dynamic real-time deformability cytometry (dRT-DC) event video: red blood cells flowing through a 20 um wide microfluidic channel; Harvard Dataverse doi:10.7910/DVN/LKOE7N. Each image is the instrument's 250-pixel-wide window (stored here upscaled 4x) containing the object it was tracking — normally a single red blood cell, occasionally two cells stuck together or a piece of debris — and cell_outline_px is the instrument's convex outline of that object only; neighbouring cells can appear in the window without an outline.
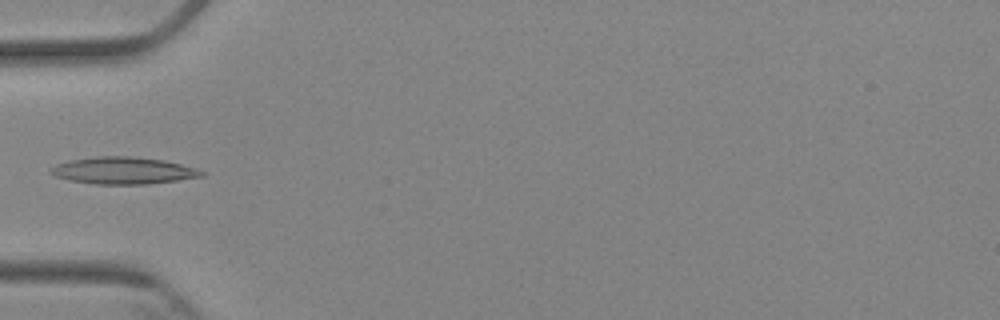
{"species": "Egyptian fruit bat (a non-hibernating species)", "species_latin": "Rousettus aegyptiacus", "temperature_condition": "cold", "stored_images_in_passage": 6, "camera_frame_rate_fps": 3000, "um_per_image_px": 0.085, "animal": {"sex": "female"}, "frame": {"image": 1, "passage_image": 5, "time_ms": 5.333, "image_size_px": [1000, 320], "cell_outline_px": [[204, 176], [148, 184], [96, 184], [68, 180], [56, 176], [48, 172], [48, 168], [56, 164], [68, 160], [96, 156], [132, 156], [164, 160], [180, 164], [204, 172]], "centroid_in_image_um": [10.39, 14.49], "position_along_channel_um": 74.6, "area_um2": 23.7}}
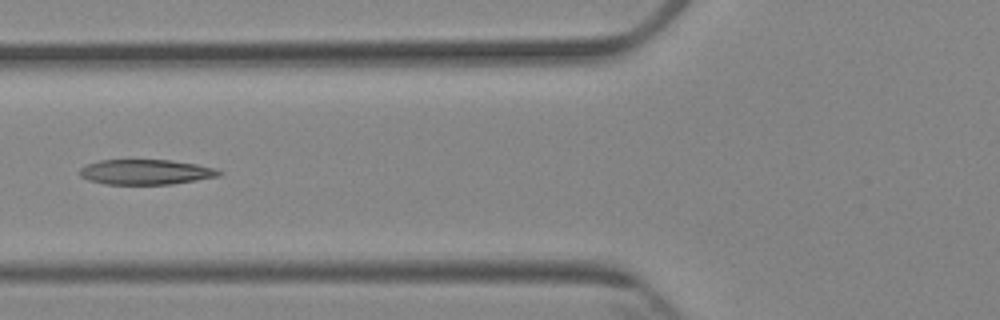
{"frame": {"image": 2, "passage_image": 6, "time_ms": 6.333, "image_size_px": [1000, 320], "cell_outline_px": [[224, 172], [220, 176], [172, 184], [104, 184], [88, 180], [80, 176], [80, 168], [88, 164], [100, 160], [172, 160], [196, 164], [216, 168]], "centroid_in_image_um": [12.42, 14.62], "position_along_channel_um": 113.4, "area_um2": 20.4}}